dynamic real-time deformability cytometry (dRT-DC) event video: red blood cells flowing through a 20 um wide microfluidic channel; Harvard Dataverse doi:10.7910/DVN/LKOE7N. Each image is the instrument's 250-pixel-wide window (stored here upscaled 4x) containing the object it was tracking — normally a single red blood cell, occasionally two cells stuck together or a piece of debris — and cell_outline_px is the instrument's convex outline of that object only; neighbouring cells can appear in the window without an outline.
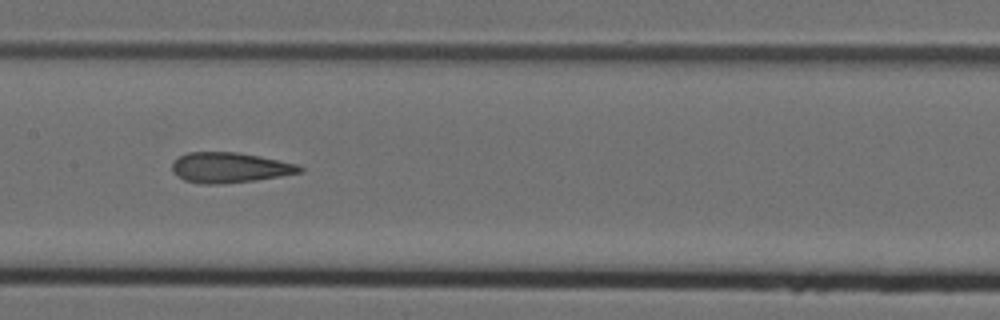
{"species": "Egyptian fruit bat (a non-hibernating species)", "species_latin": "Rousettus aegyptiacus", "temperature_condition": "cold", "stored_images_in_passage": 7, "camera_frame_rate_fps": 3000, "um_per_image_px": 0.085, "animal": {"sex": "female"}, "frame": {"image": 1, "passage_image": 4, "time_ms": 1.0, "image_size_px": [1000, 320], "cell_outline_px": [[304, 172], [256, 180], [216, 184], [200, 184], [184, 180], [172, 172], [172, 160], [188, 152], [236, 152], [260, 156], [296, 164], [304, 168]], "centroid_in_image_um": [19.5, 14.24], "position_along_channel_um": 187.9, "area_um2": 22.54}}
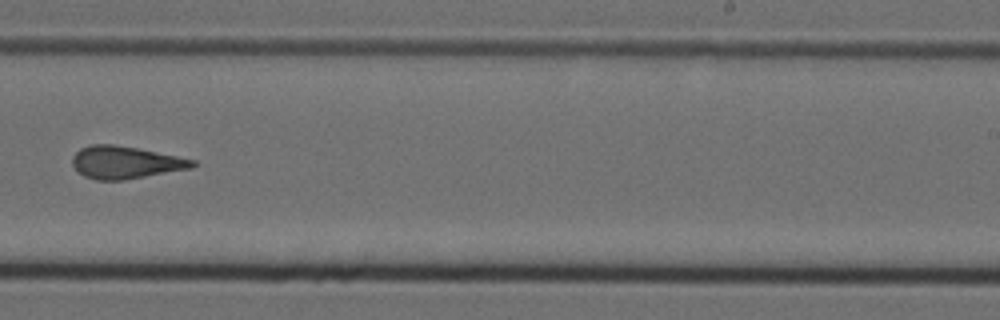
{"frame": {"image": 2, "passage_image": 6, "time_ms": 1.667, "image_size_px": [1000, 320], "cell_outline_px": [[196, 164], [192, 168], [124, 180], [96, 180], [84, 176], [72, 164], [72, 156], [80, 148], [92, 144], [112, 144], [136, 148], [196, 160]], "centroid_in_image_um": [10.64, 13.81], "position_along_channel_um": 278.4, "area_um2": 22.54}}
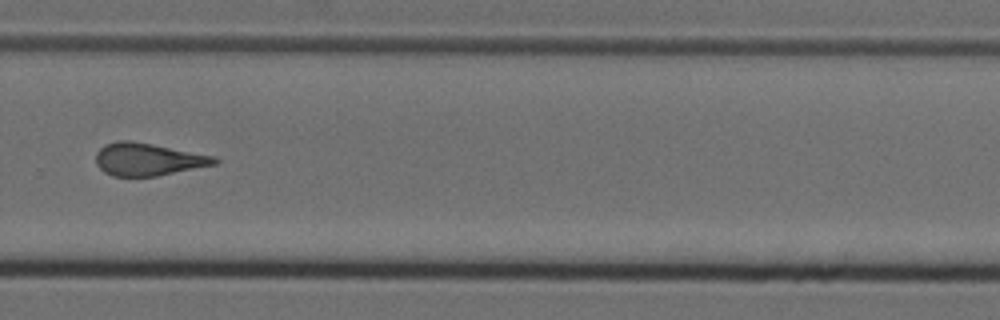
{"frame": {"image": 3, "passage_image": 7, "time_ms": 2.0, "image_size_px": [1000, 320], "cell_outline_px": [[220, 160], [216, 164], [156, 176], [112, 176], [104, 172], [96, 164], [96, 152], [104, 144], [120, 140], [128, 140], [152, 144], [216, 156]], "centroid_in_image_um": [12.57, 13.54], "position_along_channel_um": 317.2, "area_um2": 22.48}}